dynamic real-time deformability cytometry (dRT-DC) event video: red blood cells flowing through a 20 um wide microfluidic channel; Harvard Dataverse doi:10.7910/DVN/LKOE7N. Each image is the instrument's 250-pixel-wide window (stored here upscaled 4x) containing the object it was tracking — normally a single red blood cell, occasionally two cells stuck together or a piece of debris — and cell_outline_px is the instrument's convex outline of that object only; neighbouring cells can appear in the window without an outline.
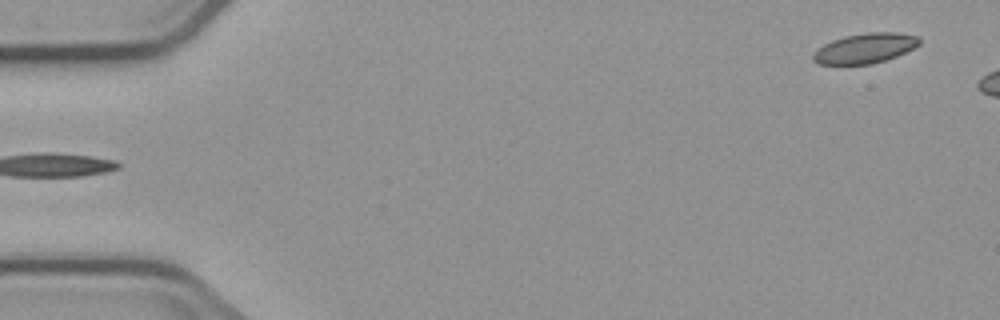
{"species": "common noctule bat (a hibernating species)", "species_latin": "Nyctalus noctula", "temperature_condition": "cold", "stored_images_in_passage": 2, "camera_frame_rate_fps": 3000, "um_per_image_px": 0.085, "animal": {"sex": "male", "body_mass_g": 23.1, "forearm_length_mm": 52.7}, "frame": {"image": 1, "passage_image": 2, "time_ms": 1.0, "image_size_px": [1000, 320], "cell_outline_px": [[920, 44], [896, 56], [872, 64], [816, 64], [812, 60], [812, 52], [816, 48], [832, 40], [844, 36], [868, 32], [896, 32], [920, 36]], "centroid_in_image_um": [73.48, 4.09], "position_along_channel_um": 11.5, "area_um2": 18.67}}